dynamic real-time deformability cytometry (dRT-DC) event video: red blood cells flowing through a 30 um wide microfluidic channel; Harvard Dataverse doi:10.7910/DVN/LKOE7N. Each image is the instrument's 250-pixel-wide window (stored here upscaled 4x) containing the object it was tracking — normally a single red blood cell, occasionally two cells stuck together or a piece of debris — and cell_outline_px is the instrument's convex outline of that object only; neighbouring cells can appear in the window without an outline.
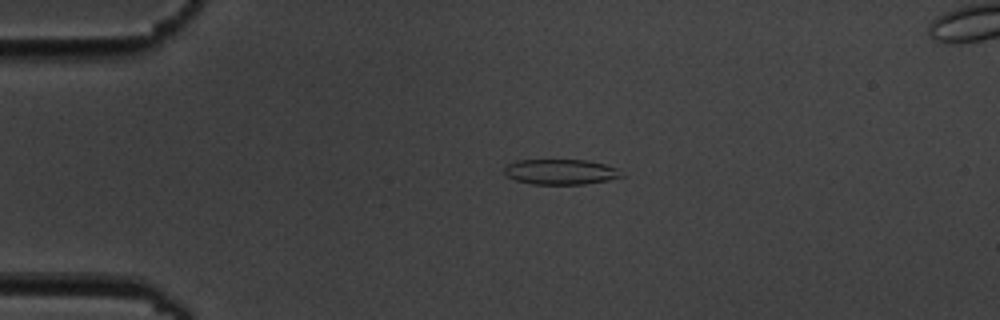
{"species": "common noctule bat (a hibernating species)", "species_latin": "Nyctalus noctula", "temperature_condition": "cold", "stored_images_in_passage": 5, "segment_of_instrument_passage": [1, 2], "camera_frame_rate_fps": 3000, "um_per_image_px": 0.085, "animal": {"sex": "male", "body_mass_g": 19.5, "forearm_length_mm": 54.6}, "frame": {"image": 1, "passage_image": 3, "time_ms": 2.333, "image_size_px": [1000, 320], "cell_outline_px": [[624, 176], [608, 180], [584, 184], [532, 184], [516, 180], [508, 176], [504, 172], [504, 168], [508, 164], [516, 160], [588, 160], [604, 164], [616, 168]], "centroid_in_image_um": [47.65, 14.6], "position_along_channel_um": 37.4, "area_um2": 17.17}}